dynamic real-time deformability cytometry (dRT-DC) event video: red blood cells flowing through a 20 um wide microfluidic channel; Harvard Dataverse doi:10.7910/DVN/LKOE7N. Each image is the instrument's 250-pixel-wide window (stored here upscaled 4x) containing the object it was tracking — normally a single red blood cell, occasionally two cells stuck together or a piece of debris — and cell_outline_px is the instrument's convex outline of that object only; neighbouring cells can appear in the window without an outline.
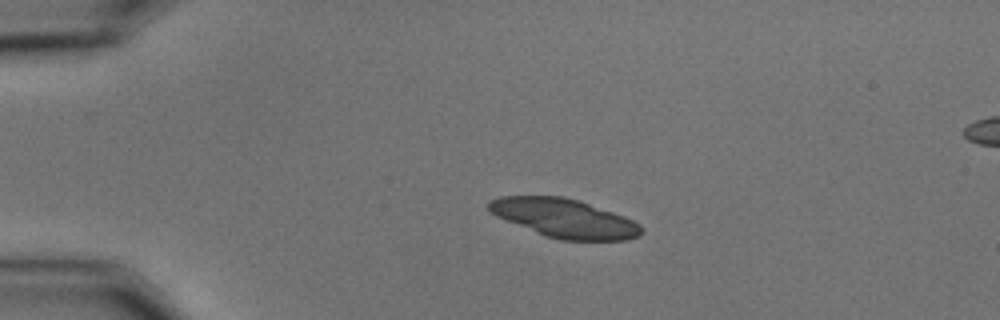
{"species": "common noctule bat (a hibernating species)", "species_latin": "Nyctalus noctula", "temperature_condition": "cold", "stored_images_in_passage": 43, "camera_frame_rate_fps": 3000, "um_per_image_px": 0.085, "animal": {"sex": "male", "body_mass_g": 15.6}, "frame": {"image": 1, "passage_image": 13, "time_ms": 4.0, "image_size_px": [1000, 320], "cell_outline_px": [[644, 228], [640, 236], [628, 240], [560, 240], [544, 236], [496, 216], [488, 208], [488, 200], [500, 196], [564, 196], [580, 200], [624, 216], [640, 224]], "centroid_in_image_um": [47.99, 18.55], "position_along_channel_um": 37.0, "area_um2": 34.62}}